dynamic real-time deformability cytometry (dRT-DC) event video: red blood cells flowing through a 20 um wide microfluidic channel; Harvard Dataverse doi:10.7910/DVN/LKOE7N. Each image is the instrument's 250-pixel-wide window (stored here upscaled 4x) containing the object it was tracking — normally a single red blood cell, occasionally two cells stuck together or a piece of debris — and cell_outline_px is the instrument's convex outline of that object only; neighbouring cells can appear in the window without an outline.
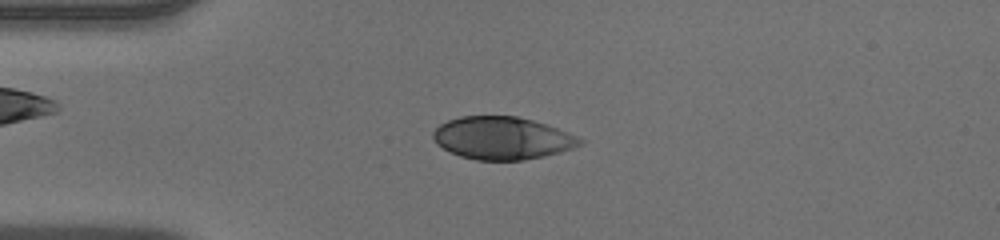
{"species": "human", "species_latin": "Homo sapiens", "temperature_condition": "warm", "stored_images_in_passage": 48, "camera_frame_rate_fps": 3000, "um_per_image_px": 0.085, "donor": {"sex": "male"}, "frame": {"image": 1, "passage_image": 12, "time_ms": 3.667, "image_size_px": [1000, 240], "cell_outline_px": [[584, 140], [580, 144], [572, 148], [560, 152], [544, 156], [524, 160], [476, 160], [460, 156], [436, 144], [432, 136], [432, 132], [440, 124], [448, 120], [460, 116], [516, 116], [532, 120], [556, 128], [576, 136]], "centroid_in_image_um": [42.65, 11.74], "position_along_channel_um": 42.3, "area_um2": 36.18}}
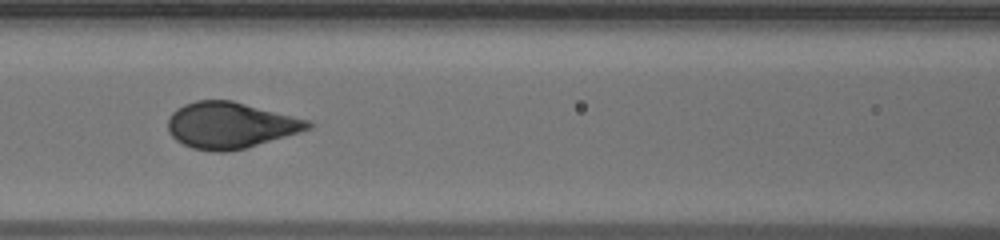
{"frame": {"image": 2, "passage_image": 21, "time_ms": 6.667, "image_size_px": [1000, 240], "cell_outline_px": [[316, 124], [312, 128], [300, 132], [244, 148], [224, 152], [216, 152], [192, 148], [176, 140], [168, 132], [168, 120], [172, 112], [176, 108], [184, 104], [196, 100], [232, 100], [308, 120]], "centroid_in_image_um": [19.56, 10.64], "position_along_channel_um": 147.0, "area_um2": 37.57}}
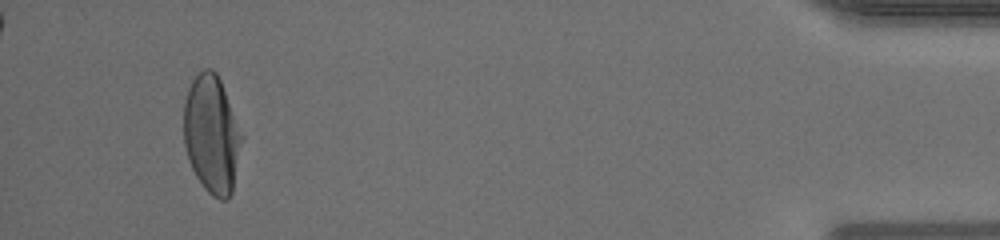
{"frame": {"image": 3, "passage_image": 45, "time_ms": 14.667, "image_size_px": [1000, 240], "cell_outline_px": [[244, 136], [232, 192], [228, 200], [220, 200], [212, 196], [204, 188], [196, 176], [188, 160], [184, 144], [184, 104], [188, 88], [192, 80], [204, 68], [212, 68], [216, 72], [220, 80]], "centroid_in_image_um": [18.01, 11.44], "position_along_channel_um": 417.2, "area_um2": 40.11}}